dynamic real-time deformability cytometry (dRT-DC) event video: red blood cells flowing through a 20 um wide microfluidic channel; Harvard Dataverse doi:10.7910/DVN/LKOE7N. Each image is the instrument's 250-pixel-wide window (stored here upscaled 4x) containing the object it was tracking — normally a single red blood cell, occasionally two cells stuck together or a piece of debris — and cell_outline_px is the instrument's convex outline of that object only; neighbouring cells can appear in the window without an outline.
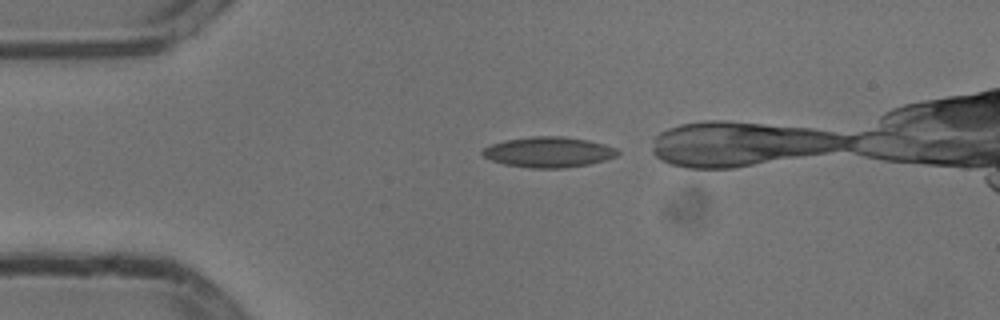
{"species": "common noctule bat (a hibernating species)", "species_latin": "Nyctalus noctula", "temperature_condition": "cold", "stored_images_in_passage": 32, "camera_frame_rate_fps": 3000, "um_per_image_px": 0.085, "animal": {"sex": "male", "body_mass_g": 13.3}, "frame": {"image": 1, "passage_image": 1, "time_ms": 0.0, "image_size_px": [1000, 320], "cell_outline_px": [[620, 152], [616, 156], [604, 160], [588, 164], [564, 168], [528, 168], [504, 164], [492, 160], [484, 156], [480, 152], [484, 148], [492, 144], [504, 140], [532, 136], [560, 136], [588, 140], [604, 144], [616, 148]], "centroid_in_image_um": [46.62, 12.93], "position_along_channel_um": 38.4, "area_um2": 23.93}}
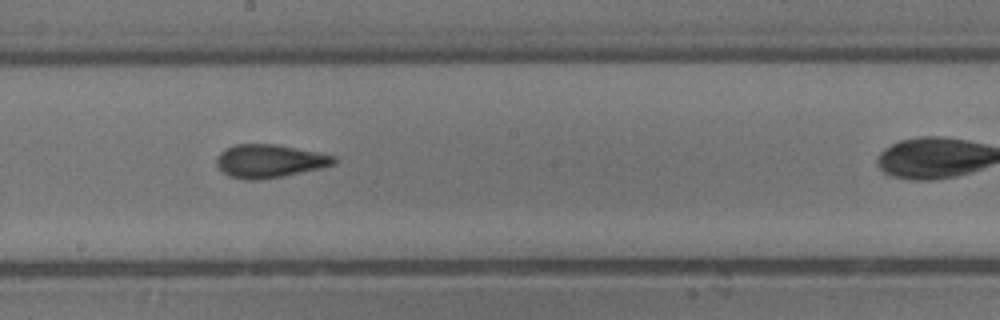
{"frame": {"image": 2, "passage_image": 18, "time_ms": 5.667, "image_size_px": [1000, 320], "cell_outline_px": [[336, 164], [320, 168], [260, 180], [244, 180], [228, 176], [216, 164], [216, 156], [224, 148], [236, 144], [276, 144], [336, 156]], "centroid_in_image_um": [22.86, 13.68], "position_along_channel_um": 225.3, "area_um2": 22.66}}
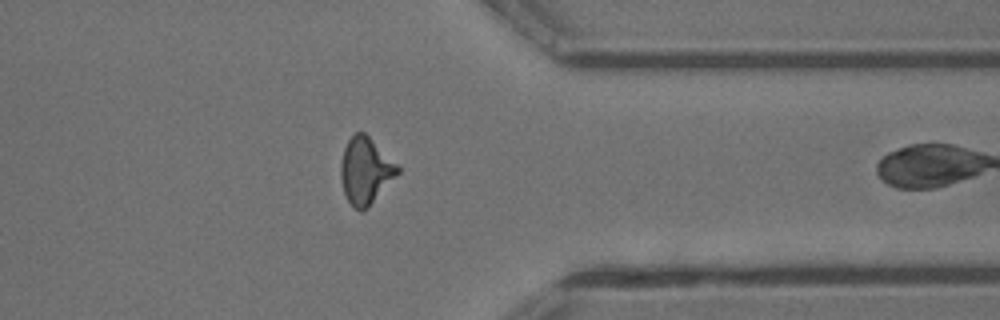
{"frame": {"image": 3, "passage_image": 31, "time_ms": 10.0, "image_size_px": [1000, 320], "cell_outline_px": [[400, 172], [368, 208], [356, 208], [348, 200], [344, 192], [340, 180], [340, 164], [344, 148], [348, 140], [356, 132], [364, 132], [400, 164]], "centroid_in_image_um": [31.1, 14.47], "position_along_channel_um": 380.3, "area_um2": 22.14}}